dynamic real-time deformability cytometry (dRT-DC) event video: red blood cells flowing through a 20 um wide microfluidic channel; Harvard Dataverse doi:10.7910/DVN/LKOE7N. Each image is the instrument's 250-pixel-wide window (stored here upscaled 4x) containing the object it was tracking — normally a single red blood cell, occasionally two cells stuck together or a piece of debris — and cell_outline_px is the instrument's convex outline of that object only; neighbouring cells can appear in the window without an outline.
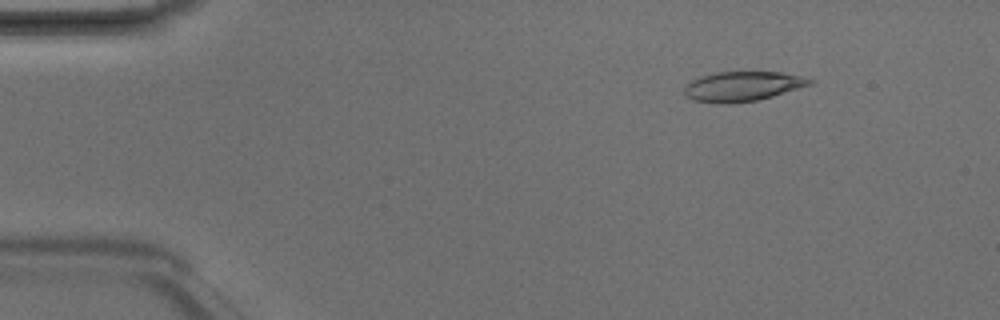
{"species": "Egyptian fruit bat (a non-hibernating species)", "species_latin": "Rousettus aegyptiacus", "temperature_condition": "room temperature", "stored_images_in_passage": 5, "camera_frame_rate_fps": 3000, "um_per_image_px": 0.085, "animal": {"sex": "male"}, "frame": {"image": 1, "passage_image": 2, "time_ms": 0.333, "image_size_px": [1000, 320], "cell_outline_px": [[816, 80], [812, 84], [772, 96], [756, 100], [732, 104], [720, 104], [692, 100], [684, 92], [684, 88], [692, 80], [700, 76], [716, 72], [780, 72], [800, 76]], "centroid_in_image_um": [63.11, 7.34], "position_along_channel_um": 21.9, "area_um2": 21.68}}